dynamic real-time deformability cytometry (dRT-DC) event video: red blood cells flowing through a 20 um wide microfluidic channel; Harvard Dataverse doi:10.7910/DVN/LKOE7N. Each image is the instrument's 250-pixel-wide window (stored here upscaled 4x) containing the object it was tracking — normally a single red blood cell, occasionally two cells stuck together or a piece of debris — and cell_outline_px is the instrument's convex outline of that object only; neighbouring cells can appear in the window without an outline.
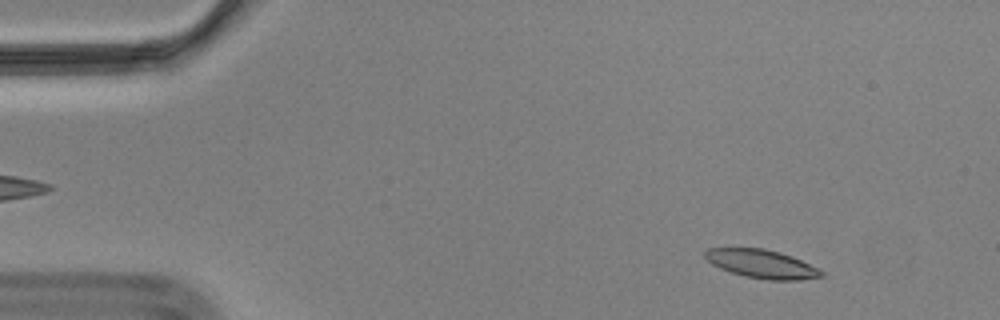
{"species": "Egyptian fruit bat (a non-hibernating species)", "species_latin": "Rousettus aegyptiacus", "temperature_condition": "cold", "stored_images_in_passage": 49, "camera_frame_rate_fps": 3000, "um_per_image_px": 0.085, "animal": {"sex": "male"}, "frame": {"image": 1, "passage_image": 6, "time_ms": 1.667, "image_size_px": [1000, 320], "cell_outline_px": [[824, 276], [800, 280], [768, 280], [744, 276], [720, 268], [712, 264], [704, 256], [704, 252], [708, 248], [764, 248], [780, 252], [792, 256], [824, 272]], "centroid_in_image_um": [64.74, 22.43], "position_along_channel_um": 20.3, "area_um2": 19.19}}
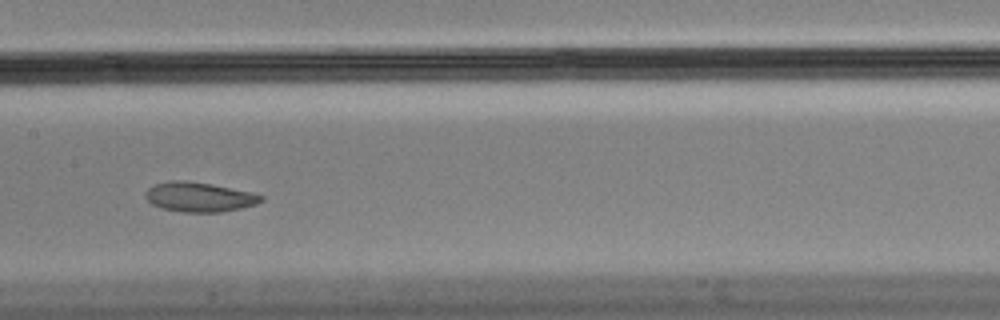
{"frame": {"image": 2, "passage_image": 28, "time_ms": 9.0, "image_size_px": [1000, 320], "cell_outline_px": [[264, 200], [256, 204], [240, 208], [220, 212], [180, 212], [160, 208], [152, 204], [144, 196], [148, 188], [156, 184], [172, 180], [184, 180], [212, 184], [252, 192], [264, 196]], "centroid_in_image_um": [16.94, 16.75], "position_along_channel_um": 190.5, "area_um2": 20.0}}
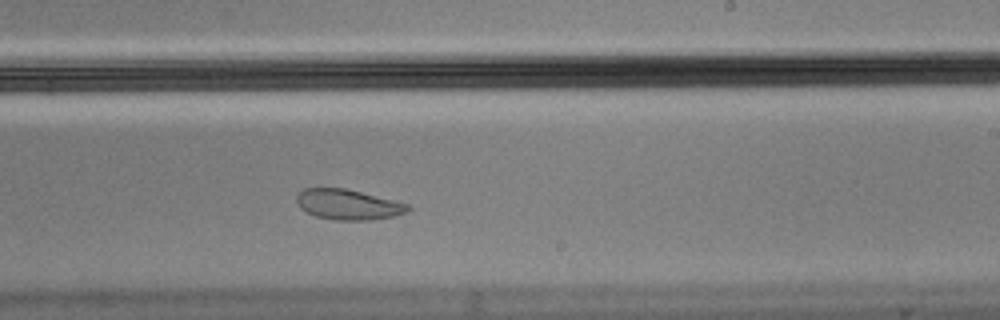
{"frame": {"image": 3, "passage_image": 34, "time_ms": 11.0, "image_size_px": [1000, 320], "cell_outline_px": [[412, 208], [408, 212], [392, 216], [372, 220], [332, 220], [316, 216], [300, 208], [296, 200], [296, 196], [304, 188], [344, 188], [396, 200], [408, 204]], "centroid_in_image_um": [29.61, 17.39], "position_along_channel_um": 259.4, "area_um2": 19.71}, "authors_computed_cell_mechanics": {"area_um2": 20.1144, "velocity_mm_per_s": 3.4675, "shape_relaxation_time_tau1_ms": null, "shape_relaxation_time_tau2_ms": 2.4887, "deformation_change_tau1": null, "deformation_change_tau2": 0.0752}}